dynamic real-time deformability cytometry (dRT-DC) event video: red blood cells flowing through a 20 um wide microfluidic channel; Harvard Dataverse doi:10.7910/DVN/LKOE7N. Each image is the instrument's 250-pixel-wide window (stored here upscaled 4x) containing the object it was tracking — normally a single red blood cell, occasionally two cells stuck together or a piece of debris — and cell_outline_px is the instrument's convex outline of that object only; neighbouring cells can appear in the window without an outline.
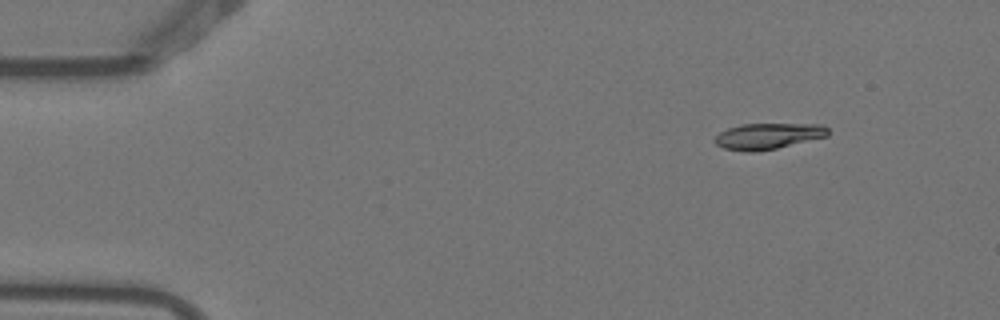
{"species": "Egyptian fruit bat (a non-hibernating species)", "species_latin": "Rousettus aegyptiacus", "temperature_condition": "warm", "stored_images_in_passage": 3, "camera_frame_rate_fps": 3000, "um_per_image_px": 0.085, "animal": {"sex": "female"}, "frame": {"image": 1, "passage_image": 1, "time_ms": 0.0, "image_size_px": [1000, 320], "cell_outline_px": [[828, 136], [776, 148], [752, 152], [744, 152], [724, 148], [716, 144], [712, 140], [720, 132], [728, 128], [740, 124], [824, 124], [828, 128]], "centroid_in_image_um": [65.27, 11.56], "position_along_channel_um": 19.7, "area_um2": 17.17}}